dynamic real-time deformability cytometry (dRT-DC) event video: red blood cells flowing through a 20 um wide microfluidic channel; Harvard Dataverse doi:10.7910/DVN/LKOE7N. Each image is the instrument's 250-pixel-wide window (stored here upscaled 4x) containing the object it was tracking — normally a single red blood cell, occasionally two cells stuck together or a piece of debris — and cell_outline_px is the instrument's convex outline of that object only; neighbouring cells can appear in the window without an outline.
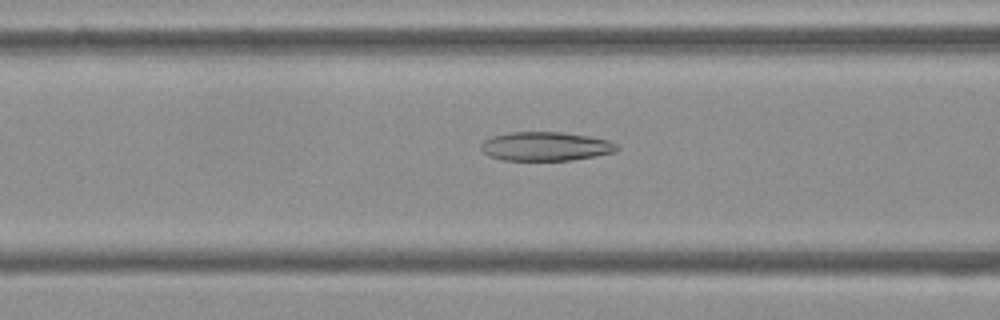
{"species": "Egyptian fruit bat (a non-hibernating species)", "species_latin": "Rousettus aegyptiacus", "temperature_condition": "cold", "stored_images_in_passage": 37, "camera_frame_rate_fps": 3000, "um_per_image_px": 0.085, "frame": {"image": 1, "passage_image": 16, "time_ms": 5.0, "image_size_px": [1000, 320], "cell_outline_px": [[620, 148], [616, 152], [596, 156], [572, 160], [504, 160], [488, 156], [480, 148], [480, 144], [484, 140], [492, 136], [508, 132], [560, 132], [588, 136], [608, 140], [616, 144]], "centroid_in_image_um": [46.37, 12.44], "position_along_channel_um": 120.2, "area_um2": 23.0}}
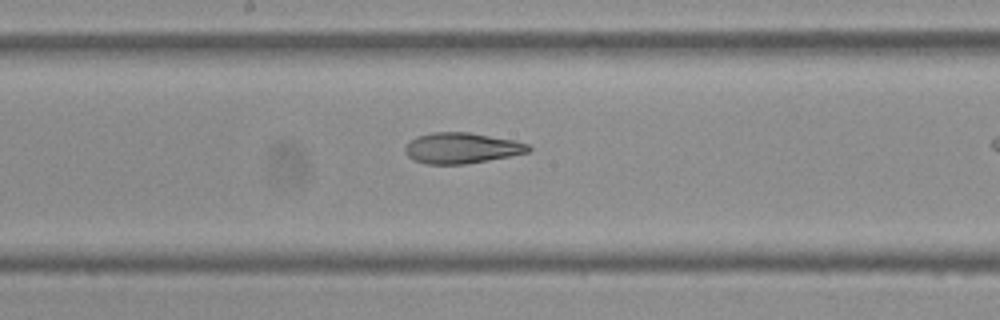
{"frame": {"image": 2, "passage_image": 23, "time_ms": 7.333, "image_size_px": [1000, 320], "cell_outline_px": [[532, 148], [528, 152], [488, 160], [464, 164], [424, 164], [408, 156], [404, 152], [404, 148], [416, 136], [432, 132], [468, 132], [516, 140], [528, 144]], "centroid_in_image_um": [39.24, 12.58], "position_along_channel_um": 209.0, "area_um2": 22.02}}
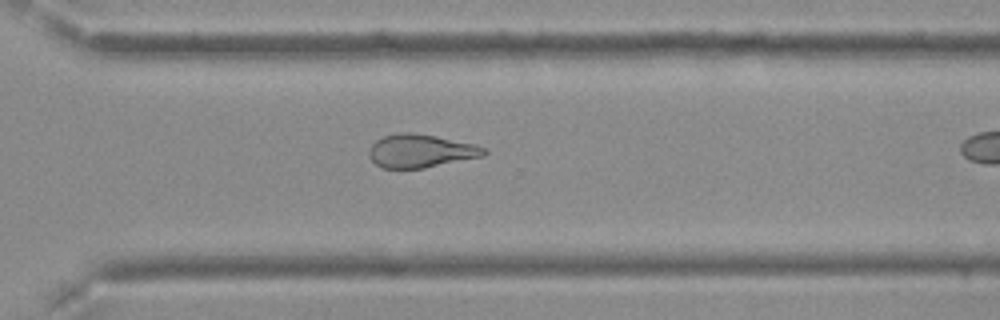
{"frame": {"image": 3, "passage_image": 33, "time_ms": 10.667, "image_size_px": [1000, 320], "cell_outline_px": [[488, 152], [484, 156], [424, 168], [380, 168], [368, 156], [368, 148], [376, 140], [384, 136], [400, 132], [412, 132], [436, 136], [476, 144], [488, 148]], "centroid_in_image_um": [35.77, 12.82], "position_along_channel_um": 334.8, "area_um2": 22.54}}